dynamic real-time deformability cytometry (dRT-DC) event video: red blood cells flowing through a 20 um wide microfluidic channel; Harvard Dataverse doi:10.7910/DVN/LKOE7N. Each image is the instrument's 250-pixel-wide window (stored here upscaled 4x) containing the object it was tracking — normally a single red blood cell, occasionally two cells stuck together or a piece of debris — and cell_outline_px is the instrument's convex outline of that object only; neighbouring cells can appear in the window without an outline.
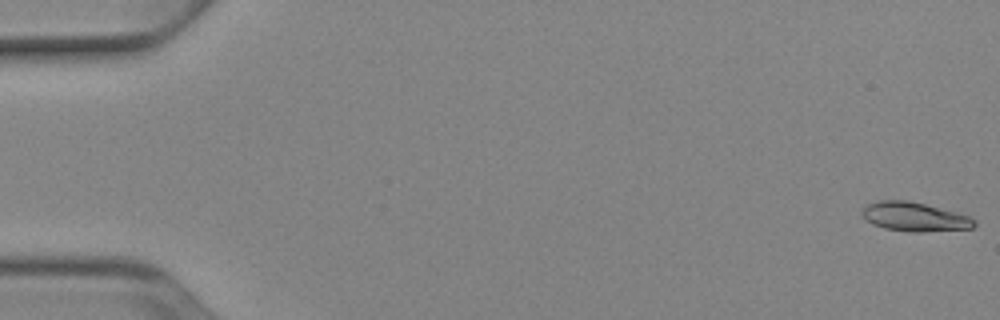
{"species": "Egyptian fruit bat (a non-hibernating species)", "species_latin": "Rousettus aegyptiacus", "temperature_condition": "cold", "stored_images_in_passage": 52, "camera_frame_rate_fps": 3000, "um_per_image_px": 0.085, "animal": {"sex": "female"}, "frame": {"image": 1, "passage_image": 1, "time_ms": 0.0, "image_size_px": [1000, 320], "cell_outline_px": [[976, 224], [972, 228], [920, 232], [912, 232], [884, 228], [872, 224], [860, 212], [868, 204], [880, 200], [908, 200], [956, 212], [968, 216], [976, 220]], "centroid_in_image_um": [77.74, 18.43], "position_along_channel_um": 7.3, "area_um2": 18.79}}
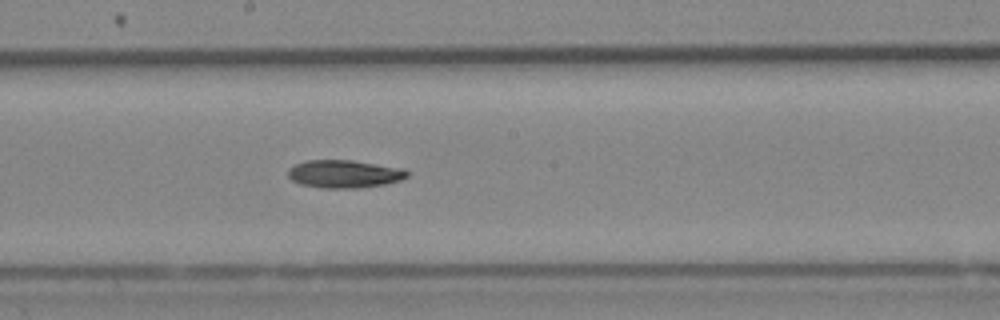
{"frame": {"image": 2, "passage_image": 29, "time_ms": 9.333, "image_size_px": [1000, 320], "cell_outline_px": [[408, 176], [400, 180], [384, 184], [356, 188], [320, 188], [300, 184], [292, 180], [288, 176], [288, 168], [296, 164], [308, 160], [352, 160], [404, 168], [408, 172]], "centroid_in_image_um": [29.25, 14.78], "position_along_channel_um": 218.9, "area_um2": 19.36}}
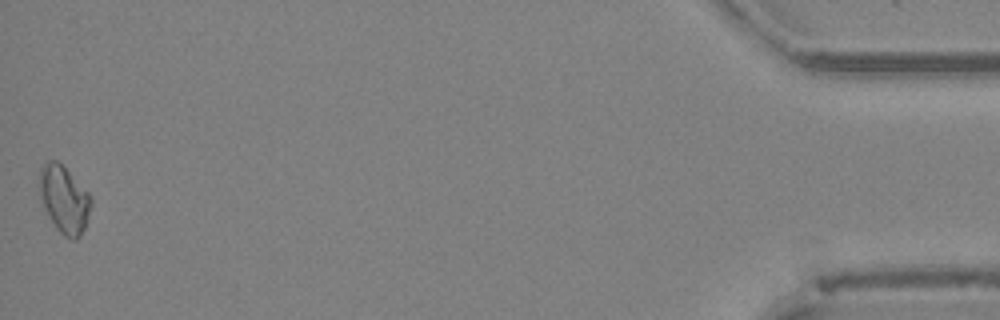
{"frame": {"image": 3, "passage_image": 52, "time_ms": 17.0, "image_size_px": [1000, 320], "cell_outline_px": [[92, 204], [84, 228], [80, 236], [76, 240], [72, 240], [64, 236], [56, 228], [44, 208], [36, 184], [40, 168], [44, 160], [56, 160], [92, 196]], "centroid_in_image_um": [5.41, 16.93], "position_along_channel_um": 429.8, "area_um2": 20.4}}